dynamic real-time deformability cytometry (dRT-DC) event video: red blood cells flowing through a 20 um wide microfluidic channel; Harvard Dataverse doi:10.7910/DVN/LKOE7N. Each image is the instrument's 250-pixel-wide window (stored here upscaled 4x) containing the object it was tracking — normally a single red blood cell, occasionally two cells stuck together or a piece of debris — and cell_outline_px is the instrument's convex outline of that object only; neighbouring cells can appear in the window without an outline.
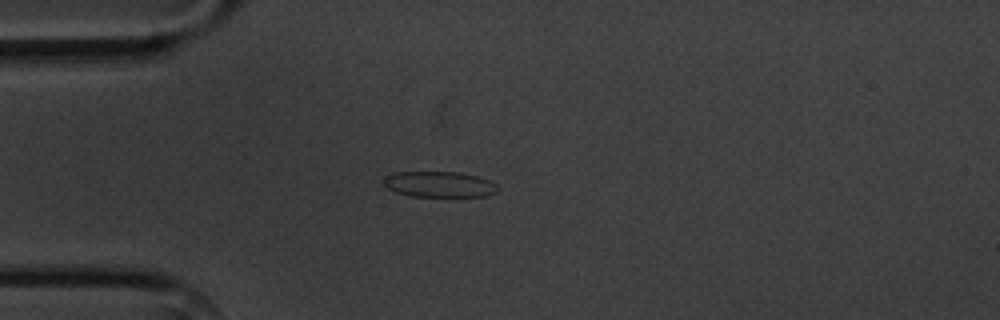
{"species": "common noctule bat (a hibernating species)", "species_latin": "Nyctalus noctula", "temperature_condition": "cold", "stored_images_in_passage": 7, "camera_frame_rate_fps": 3000, "um_per_image_px": 0.085, "animal": {"sex": "male", "body_mass_g": 20.1, "forearm_length_mm": 53.5}, "frame": {"image": 1, "passage_image": 4, "time_ms": 6.667, "image_size_px": [1000, 320], "cell_outline_px": [[500, 188], [496, 192], [488, 196], [412, 196], [396, 192], [384, 188], [384, 176], [392, 172], [460, 172], [476, 176], [488, 180], [496, 184]], "centroid_in_image_um": [37.31, 15.66], "position_along_channel_um": 47.7, "area_um2": 17.22}}
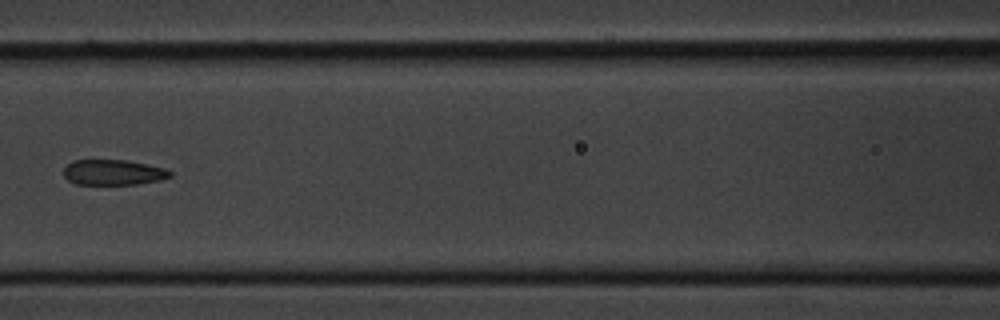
{"frame": {"image": 2, "passage_image": 7, "time_ms": 10.0, "image_size_px": [1000, 320], "cell_outline_px": [[172, 176], [160, 180], [136, 184], [76, 184], [68, 180], [64, 176], [64, 168], [72, 160], [124, 160], [148, 164], [164, 168], [172, 172]], "centroid_in_image_um": [9.63, 14.65], "position_along_channel_um": 157.0, "area_um2": 15.72}}